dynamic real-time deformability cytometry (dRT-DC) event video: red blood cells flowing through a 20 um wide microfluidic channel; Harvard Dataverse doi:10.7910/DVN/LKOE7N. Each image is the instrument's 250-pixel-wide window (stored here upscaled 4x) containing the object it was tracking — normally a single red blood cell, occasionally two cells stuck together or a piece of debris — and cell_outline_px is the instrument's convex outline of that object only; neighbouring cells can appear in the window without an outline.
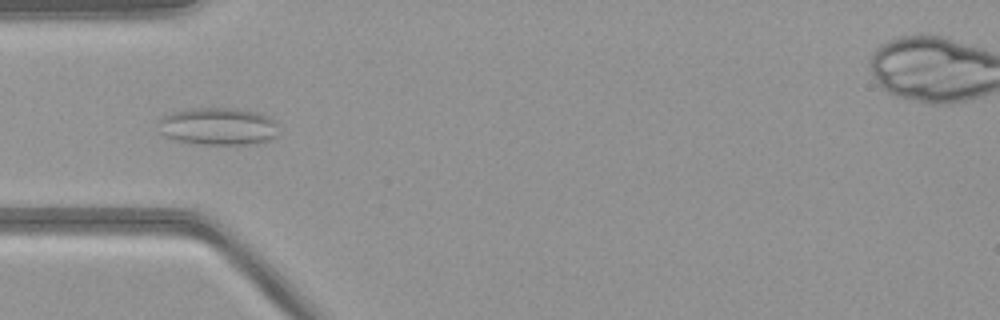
{"species": "common noctule bat (a hibernating species)", "species_latin": "Nyctalus noctula", "temperature_condition": "warm", "stored_images_in_passage": 52, "camera_frame_rate_fps": 3000, "um_per_image_px": 0.085, "animal": {"sex": "female", "body_mass_g": 21.9}, "frame": {"image": 1, "passage_image": 16, "time_ms": 5.0, "image_size_px": [1000, 320], "cell_outline_px": [[276, 136], [272, 140], [256, 144], [196, 144], [176, 140], [164, 136], [160, 132], [156, 120], [172, 112], [192, 108], [236, 108], [260, 112], [276, 120]], "centroid_in_image_um": [18.54, 10.74], "position_along_channel_um": 66.5, "area_um2": 26.7}}
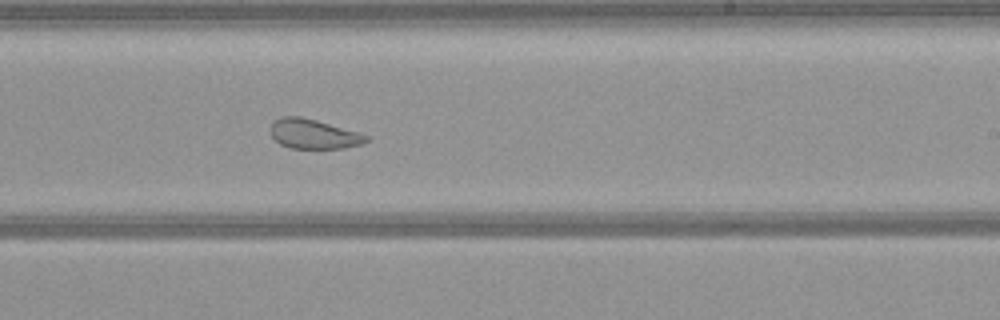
{"frame": {"image": 2, "passage_image": 31, "time_ms": 10.0, "image_size_px": [1000, 320], "cell_outline_px": [[368, 140], [364, 144], [344, 148], [288, 148], [280, 144], [272, 136], [268, 128], [272, 120], [280, 116], [300, 116], [316, 120], [356, 132], [368, 136]], "centroid_in_image_um": [26.58, 11.38], "position_along_channel_um": 262.4, "area_um2": 16.59}}
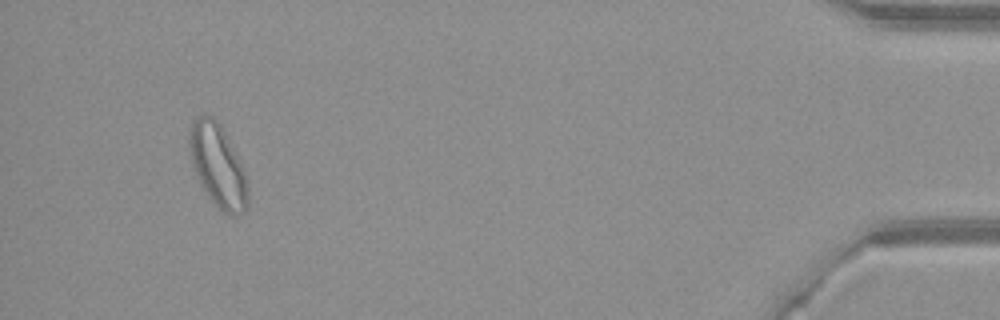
{"frame": {"image": 3, "passage_image": 49, "time_ms": 16.0, "image_size_px": [1000, 320], "cell_outline_px": [[248, 208], [240, 216], [236, 216], [224, 212], [208, 196], [200, 184], [192, 164], [188, 144], [188, 132], [196, 116], [200, 112], [204, 112], [212, 116], [220, 124], [244, 168], [248, 184]], "centroid_in_image_um": [18.51, 14.06], "position_along_channel_um": 416.7, "area_um2": 28.5}}